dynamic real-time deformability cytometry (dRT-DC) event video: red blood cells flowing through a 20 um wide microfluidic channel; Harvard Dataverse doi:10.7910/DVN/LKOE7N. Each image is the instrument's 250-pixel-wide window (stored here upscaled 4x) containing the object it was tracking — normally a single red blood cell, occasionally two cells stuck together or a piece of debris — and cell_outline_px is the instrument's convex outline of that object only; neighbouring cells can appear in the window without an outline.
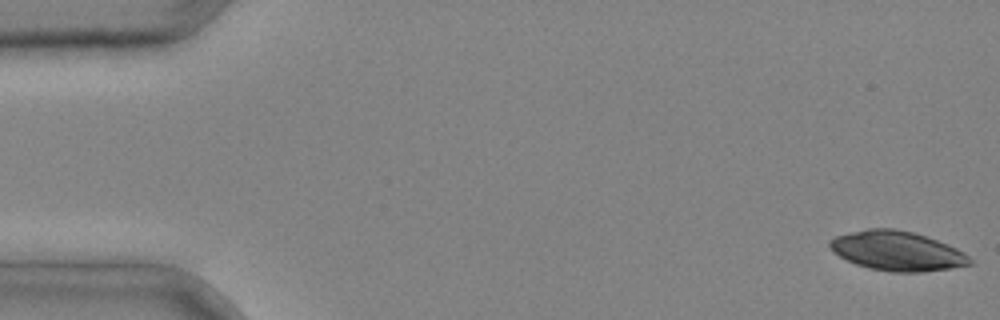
{"species": "common noctule bat (a hibernating species)", "species_latin": "Nyctalus noctula", "temperature_condition": "cold", "stored_images_in_passage": 5, "segment_of_instrument_passage": [2, 2], "camera_frame_rate_fps": 3000, "um_per_image_px": 0.085, "animal": {"sex": "male", "body_mass_g": 20.4}, "frame": {"image": 1, "passage_image": 5, "time_ms": 1.333, "image_size_px": [1000, 320], "cell_outline_px": [[972, 264], [952, 268], [924, 272], [892, 272], [868, 268], [856, 264], [832, 252], [828, 244], [828, 240], [836, 236], [868, 228], [892, 228], [912, 232], [936, 240], [956, 248], [964, 252], [972, 260]], "centroid_in_image_um": [76.24, 21.34], "position_along_channel_um": 8.8, "area_um2": 32.14}}